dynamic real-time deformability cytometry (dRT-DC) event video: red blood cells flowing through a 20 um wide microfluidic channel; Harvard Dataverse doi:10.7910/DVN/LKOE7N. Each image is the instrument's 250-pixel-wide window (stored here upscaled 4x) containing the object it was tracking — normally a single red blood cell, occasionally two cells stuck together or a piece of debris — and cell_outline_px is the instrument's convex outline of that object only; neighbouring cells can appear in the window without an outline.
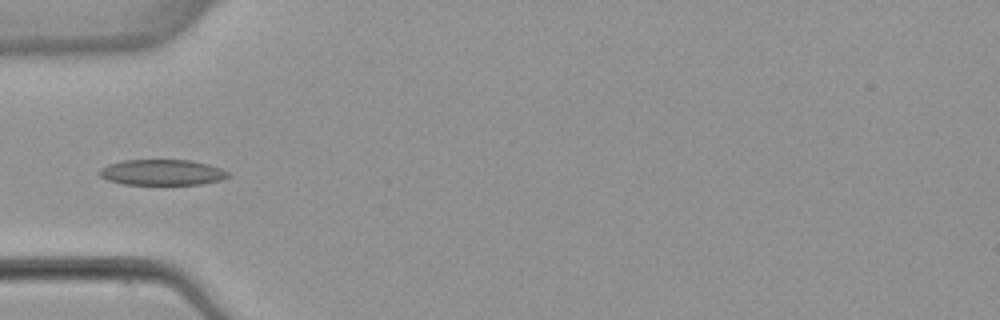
{"species": "common noctule bat (a hibernating species)", "species_latin": "Nyctalus noctula", "temperature_condition": "warm", "stored_images_in_passage": 36, "camera_frame_rate_fps": 3000, "um_per_image_px": 0.085, "animal": {"sex": "female", "body_mass_g": 22.7, "forearm_length_mm": 54.2}, "frame": {"image": 1, "passage_image": 1, "time_ms": 0.0, "image_size_px": [1000, 320], "cell_outline_px": [[232, 176], [220, 180], [200, 184], [124, 184], [108, 180], [100, 176], [96, 172], [100, 168], [108, 164], [124, 160], [192, 160], [208, 164], [220, 168], [228, 172]], "centroid_in_image_um": [13.76, 14.64], "position_along_channel_um": 71.2, "area_um2": 19.31}}
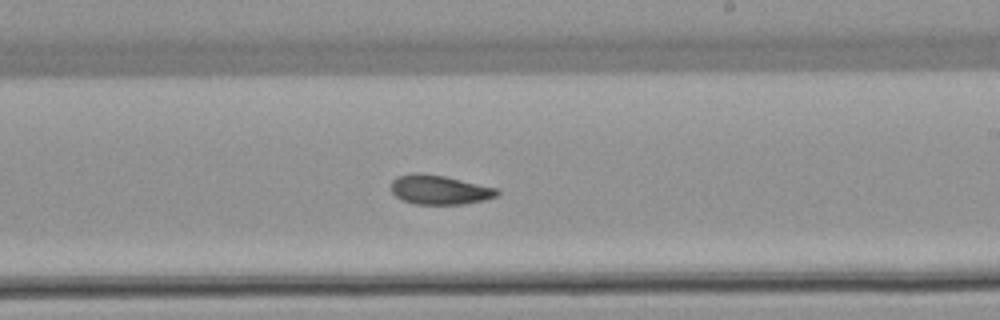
{"frame": {"image": 2, "passage_image": 15, "time_ms": 4.667, "image_size_px": [1000, 320], "cell_outline_px": [[500, 192], [496, 196], [484, 200], [464, 204], [412, 204], [400, 200], [392, 192], [392, 180], [396, 176], [416, 172], [424, 172], [444, 176], [496, 188]], "centroid_in_image_um": [37.31, 16.13], "position_along_channel_um": 251.7, "area_um2": 18.21}}
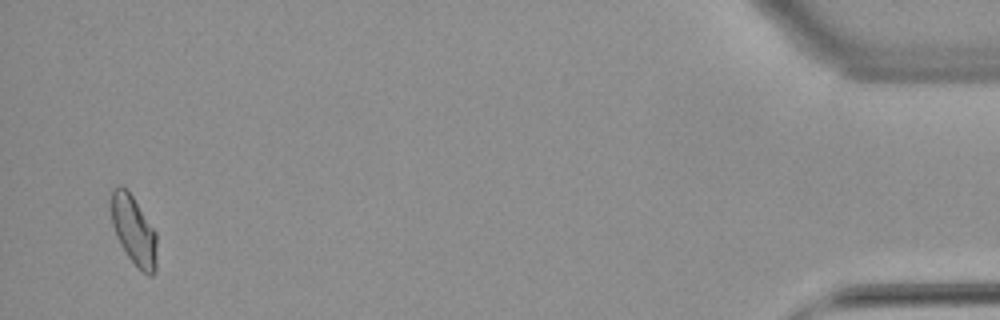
{"frame": {"image": 3, "passage_image": 35, "time_ms": 11.333, "image_size_px": [1000, 320], "cell_outline_px": [[156, 272], [152, 276], [148, 276], [128, 256], [120, 244], [116, 236], [112, 224], [112, 188], [120, 184], [128, 188], [156, 232]], "centroid_in_image_um": [11.38, 19.55], "position_along_channel_um": 423.8, "area_um2": 18.38}, "authors_computed_cell_mechanics": {"area_um2": 18.207, "velocity_mm_per_s": 3.8601, "shape_relaxation_time_tau1_ms": 9.9142, "shape_relaxation_time_tau2_ms": 3.5306, "deformation_change_tau1": 0.1916, "deformation_change_tau2": 0.0877}}